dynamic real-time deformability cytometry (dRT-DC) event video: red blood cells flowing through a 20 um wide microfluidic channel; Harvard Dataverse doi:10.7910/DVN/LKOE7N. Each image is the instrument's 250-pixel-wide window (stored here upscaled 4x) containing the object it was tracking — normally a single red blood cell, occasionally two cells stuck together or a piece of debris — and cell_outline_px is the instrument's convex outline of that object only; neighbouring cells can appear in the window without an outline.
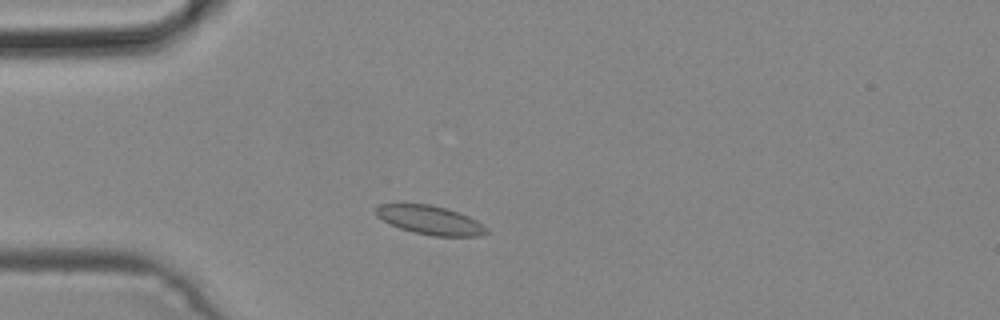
{"species": "common noctule bat (a hibernating species)", "species_latin": "Nyctalus noctula", "temperature_condition": "cold", "stored_images_in_passage": 38, "camera_frame_rate_fps": 3000, "um_per_image_px": 0.085, "animal": {"sex": "male", "body_mass_g": 19.2, "forearm_length_mm": 51.8}, "frame": {"image": 1, "passage_image": 2, "time_ms": 0.333, "image_size_px": [1000, 320], "cell_outline_px": [[488, 232], [476, 236], [436, 236], [416, 232], [400, 228], [376, 216], [376, 208], [380, 204], [428, 204], [444, 208], [468, 216], [476, 220], [488, 228]], "centroid_in_image_um": [36.57, 18.71], "position_along_channel_um": 48.4, "area_um2": 18.09}}
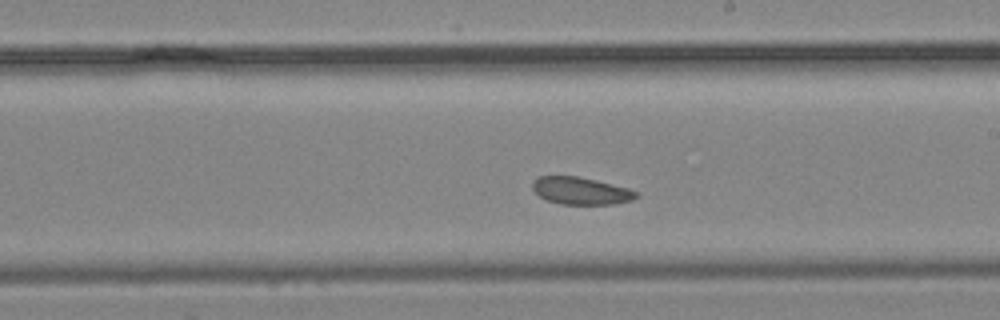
{"frame": {"image": 2, "passage_image": 17, "time_ms": 5.333, "image_size_px": [1000, 320], "cell_outline_px": [[640, 196], [632, 200], [612, 204], [560, 204], [548, 200], [540, 196], [532, 188], [532, 180], [540, 176], [580, 176], [628, 188], [640, 192]], "centroid_in_image_um": [49.4, 16.21], "position_along_channel_um": 239.6, "area_um2": 16.59}}
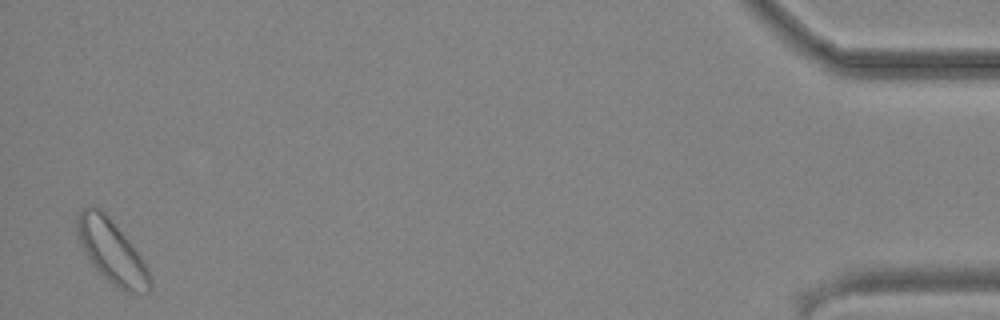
{"frame": {"image": 3, "passage_image": 37, "time_ms": 12.0, "image_size_px": [1000, 320], "cell_outline_px": [[152, 292], [124, 292], [112, 284], [92, 264], [80, 240], [76, 228], [76, 220], [80, 212], [84, 208], [100, 208], [108, 216], [140, 256], [152, 280]], "centroid_in_image_um": [9.52, 21.43], "position_along_channel_um": 425.7, "area_um2": 25.84}}